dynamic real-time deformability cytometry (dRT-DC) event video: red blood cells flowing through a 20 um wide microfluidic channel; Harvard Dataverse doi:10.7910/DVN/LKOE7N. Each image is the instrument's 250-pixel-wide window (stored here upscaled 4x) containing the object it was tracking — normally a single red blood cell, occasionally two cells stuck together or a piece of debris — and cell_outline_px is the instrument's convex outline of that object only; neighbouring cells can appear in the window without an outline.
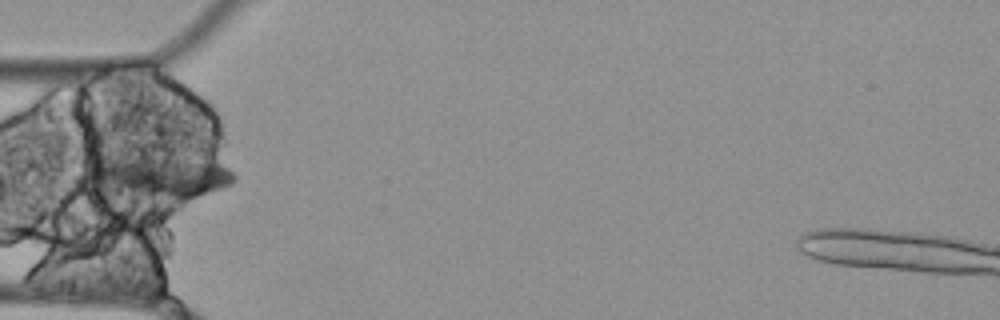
{"species": "Egyptian fruit bat (a non-hibernating species)", "species_latin": "Rousettus aegyptiacus", "temperature_condition": "cold", "stored_images_in_passage": 32, "camera_frame_rate_fps": 3000, "um_per_image_px": 0.085, "animal": {"sex": "female"}, "frame": {"image": 1, "passage_image": 1, "time_ms": 0.0, "image_size_px": [1000, 320], "cell_outline_px": [[236, 180], [232, 184], [184, 200], [176, 200], [108, 188], [92, 172], [92, 168], [104, 156], [188, 156], [220, 164], [228, 168], [236, 176]], "centroid_in_image_um": [13.85, 14.92], "position_along_channel_um": 71.2, "area_um2": 34.28}}
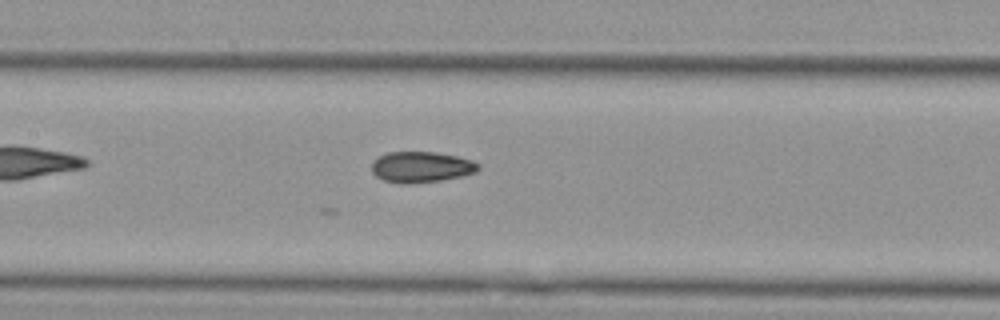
{"frame": {"image": 2, "passage_image": 9, "time_ms": 2.667, "image_size_px": [1000, 320], "cell_outline_px": [[480, 168], [476, 172], [460, 176], [440, 180], [408, 184], [400, 184], [384, 180], [376, 176], [372, 172], [372, 164], [380, 156], [388, 152], [436, 152], [456, 156], [472, 160], [480, 164]], "centroid_in_image_um": [35.82, 14.2], "position_along_channel_um": 171.6, "area_um2": 19.07}}
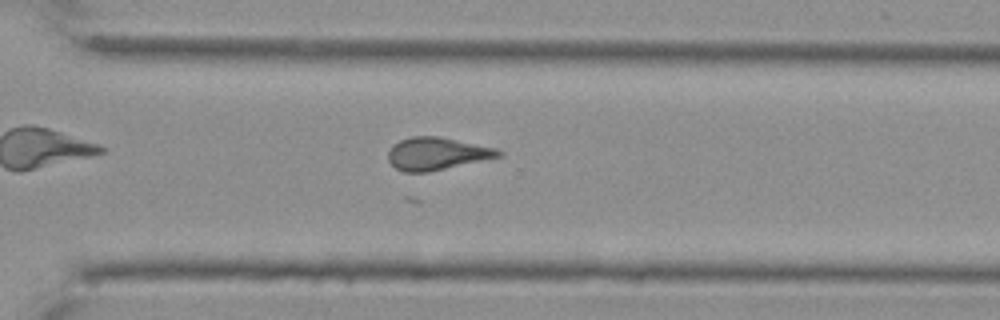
{"frame": {"image": 3, "passage_image": 23, "time_ms": 7.333, "image_size_px": [1000, 320], "cell_outline_px": [[504, 156], [428, 172], [404, 172], [396, 168], [388, 160], [388, 152], [400, 140], [412, 136], [440, 136], [496, 148], [504, 152]], "centroid_in_image_um": [37.18, 13.06], "position_along_channel_um": 333.4, "area_um2": 20.92}}